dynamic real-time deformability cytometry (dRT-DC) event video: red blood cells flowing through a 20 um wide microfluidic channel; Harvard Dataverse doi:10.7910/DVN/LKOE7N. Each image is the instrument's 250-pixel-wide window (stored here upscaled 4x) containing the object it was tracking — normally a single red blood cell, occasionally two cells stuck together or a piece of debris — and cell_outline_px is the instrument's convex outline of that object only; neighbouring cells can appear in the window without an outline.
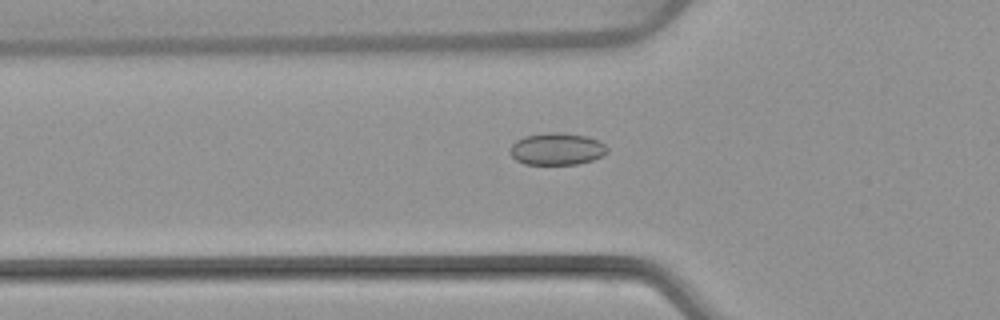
{"species": "common noctule bat (a hibernating species)", "species_latin": "Nyctalus noctula", "temperature_condition": "warm", "stored_images_in_passage": 53, "camera_frame_rate_fps": 3000, "um_per_image_px": 0.085, "animal": {"sex": "female", "body_mass_g": 22.7, "forearm_length_mm": 54.2}, "frame": {"image": 1, "passage_image": 18, "time_ms": 5.667, "image_size_px": [1000, 320], "cell_outline_px": [[608, 152], [592, 160], [576, 164], [524, 164], [516, 160], [508, 152], [512, 144], [516, 140], [524, 136], [544, 132], [564, 132], [588, 136], [604, 144], [608, 148]], "centroid_in_image_um": [47.3, 12.64], "position_along_channel_um": 78.5, "area_um2": 18.32}}
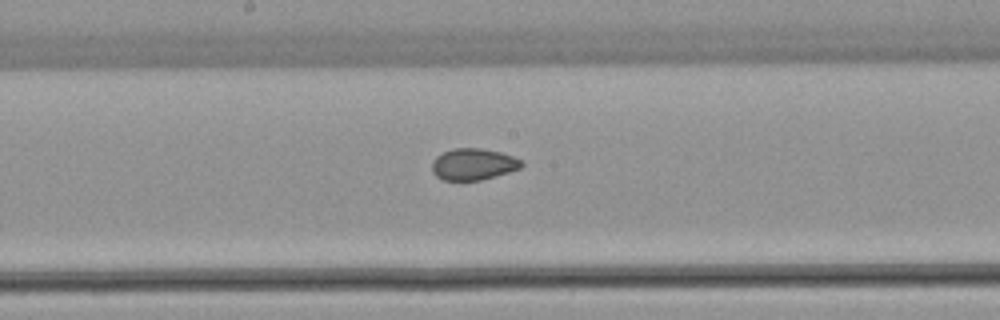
{"frame": {"image": 2, "passage_image": 28, "time_ms": 9.0, "image_size_px": [1000, 320], "cell_outline_px": [[524, 164], [520, 168], [496, 176], [480, 180], [444, 180], [436, 176], [432, 172], [432, 160], [436, 156], [452, 148], [480, 148], [500, 152], [524, 160]], "centroid_in_image_um": [40.23, 13.95], "position_along_channel_um": 208.0, "area_um2": 16.53}}
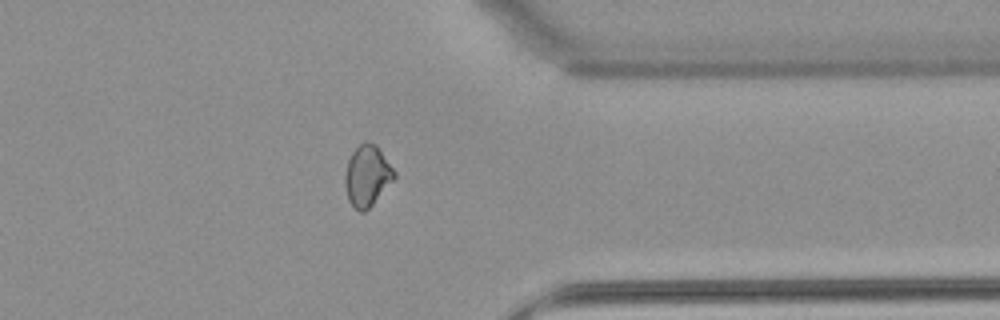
{"frame": {"image": 3, "passage_image": 42, "time_ms": 13.667, "image_size_px": [1000, 320], "cell_outline_px": [[396, 176], [372, 204], [364, 212], [360, 212], [348, 200], [344, 184], [344, 176], [348, 160], [352, 152], [360, 144], [368, 140], [376, 144], [396, 172]], "centroid_in_image_um": [31.2, 14.91], "position_along_channel_um": 380.2, "area_um2": 17.34}, "authors_computed_cell_mechanics": {"area_um2": 17.5712, "velocity_mm_per_s": 3.8652, "shape_relaxation_time_tau1_ms": null, "shape_relaxation_time_tau2_ms": 2.2242, "deformation_change_tau1": null, "deformation_change_tau2": 0.0493}}